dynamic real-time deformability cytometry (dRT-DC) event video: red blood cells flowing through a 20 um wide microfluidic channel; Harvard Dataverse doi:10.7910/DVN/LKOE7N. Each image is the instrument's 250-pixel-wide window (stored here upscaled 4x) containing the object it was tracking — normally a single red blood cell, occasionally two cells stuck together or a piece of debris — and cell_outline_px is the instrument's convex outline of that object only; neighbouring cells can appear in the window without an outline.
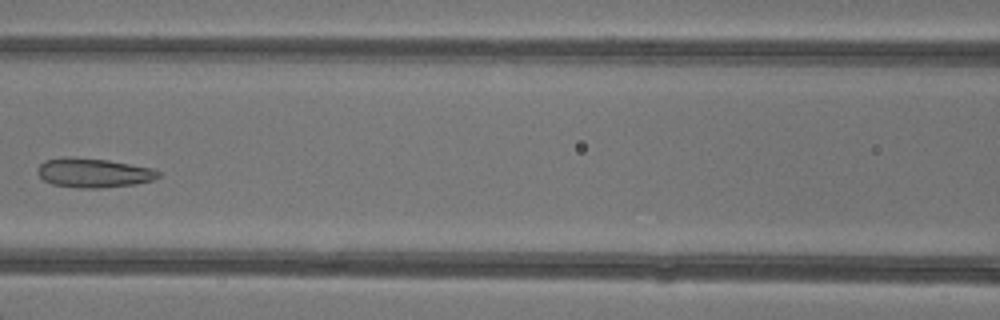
{"species": "common noctule bat (a hibernating species)", "species_latin": "Nyctalus noctula", "temperature_condition": "warm", "stored_images_in_passage": 5, "camera_frame_rate_fps": 3000, "um_per_image_px": 0.085, "animal": {"sex": "female"}, "frame": {"image": 1, "passage_image": 5, "time_ms": 5.667, "image_size_px": [1000, 320], "cell_outline_px": [[160, 176], [152, 180], [136, 184], [100, 188], [80, 188], [52, 184], [44, 180], [36, 172], [36, 168], [44, 160], [108, 160], [152, 168], [160, 172]], "centroid_in_image_um": [8.0, 14.74], "position_along_channel_um": 158.6, "area_um2": 19.77}}